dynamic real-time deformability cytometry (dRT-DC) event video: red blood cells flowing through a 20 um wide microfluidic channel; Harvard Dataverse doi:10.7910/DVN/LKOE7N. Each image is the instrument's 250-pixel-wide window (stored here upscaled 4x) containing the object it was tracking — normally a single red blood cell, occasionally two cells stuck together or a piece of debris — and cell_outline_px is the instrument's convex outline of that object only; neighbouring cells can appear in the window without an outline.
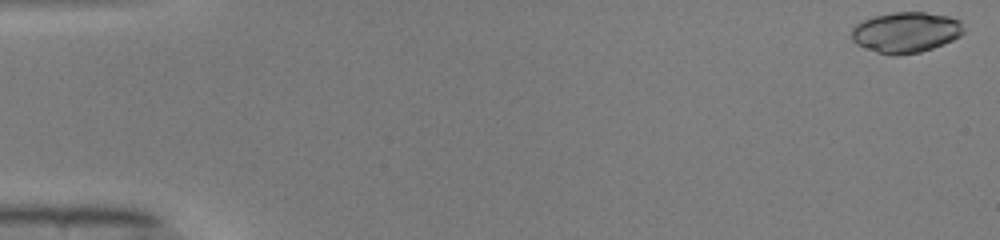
{"species": "common noctule bat (a hibernating species)", "species_latin": "Nyctalus noctula", "temperature_condition": "warm", "stored_images_in_passage": 50, "camera_frame_rate_fps": 3000, "um_per_image_px": 0.085, "animal": {"sex": "male", "body_mass_g": 19.0, "forearm_length_mm": 50.8}, "frame": {"image": 1, "passage_image": 1, "time_ms": 0.0, "image_size_px": [1000, 240], "cell_outline_px": [[964, 32], [960, 36], [952, 40], [932, 48], [920, 52], [896, 56], [892, 56], [876, 52], [856, 44], [852, 40], [852, 28], [856, 24], [872, 16], [892, 12], [924, 12], [948, 16], [960, 20], [964, 28]], "centroid_in_image_um": [76.99, 2.75], "position_along_channel_um": 8.0, "area_um2": 26.7}}
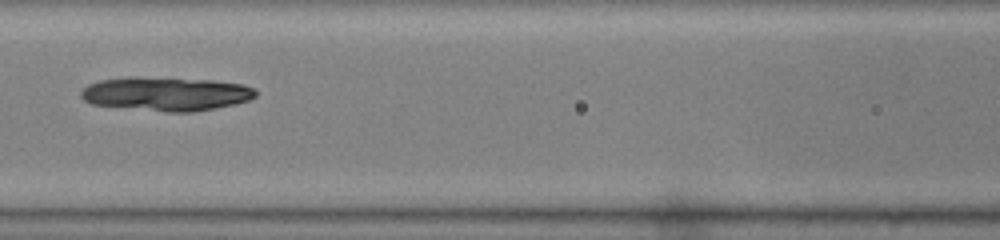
{"frame": {"image": 2, "passage_image": 23, "time_ms": 7.333, "image_size_px": [1000, 240], "cell_outline_px": [[256, 96], [248, 100], [236, 104], [192, 112], [168, 112], [92, 104], [84, 100], [80, 96], [80, 92], [88, 84], [100, 80], [132, 76], [136, 76], [212, 80], [244, 84], [252, 88], [256, 92]], "centroid_in_image_um": [14.1, 7.96], "position_along_channel_um": 152.5, "area_um2": 34.51}}
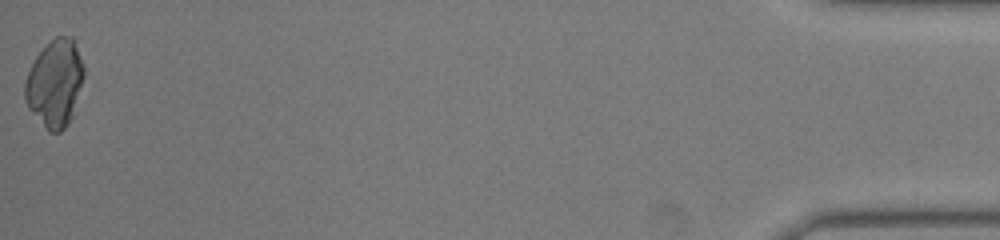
{"frame": {"image": 3, "passage_image": 50, "time_ms": 16.333, "image_size_px": [1000, 240], "cell_outline_px": [[84, 76], [72, 116], [68, 124], [60, 132], [48, 132], [28, 108], [24, 100], [24, 84], [28, 72], [36, 56], [56, 36], [72, 36], [84, 64]], "centroid_in_image_um": [4.66, 7.09], "position_along_channel_um": 430.5, "area_um2": 29.88}}